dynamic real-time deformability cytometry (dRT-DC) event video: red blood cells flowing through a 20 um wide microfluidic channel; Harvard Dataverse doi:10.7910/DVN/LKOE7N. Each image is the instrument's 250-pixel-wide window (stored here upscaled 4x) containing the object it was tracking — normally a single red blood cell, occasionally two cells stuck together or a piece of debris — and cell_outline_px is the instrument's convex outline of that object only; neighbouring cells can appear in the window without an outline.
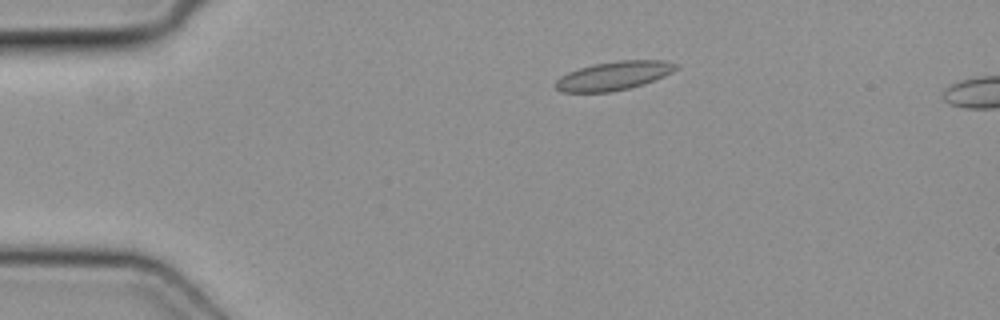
{"species": "common noctule bat (a hibernating species)", "species_latin": "Nyctalus noctula", "temperature_condition": "cold", "stored_images_in_passage": 26, "camera_frame_rate_fps": 3000, "um_per_image_px": 0.085, "animal": {"sex": "female", "body_mass_g": 19.3, "forearm_length_mm": 54.1}, "frame": {"image": 1, "passage_image": 1, "time_ms": 0.0, "image_size_px": [1000, 320], "cell_outline_px": [[680, 64], [672, 72], [664, 76], [644, 84], [628, 88], [608, 92], [560, 92], [556, 88], [556, 80], [560, 76], [568, 72], [592, 64], [616, 60], [668, 60]], "centroid_in_image_um": [52.19, 6.42], "position_along_channel_um": 32.8, "area_um2": 20.23}}
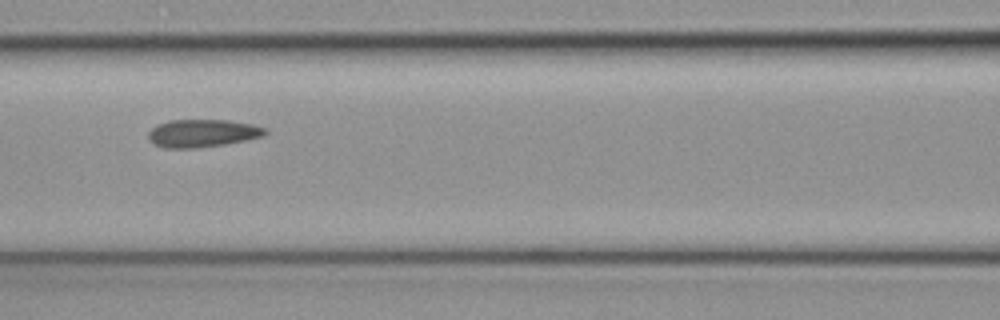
{"frame": {"image": 2, "passage_image": 13, "time_ms": 4.0, "image_size_px": [1000, 320], "cell_outline_px": [[268, 132], [264, 136], [224, 144], [192, 148], [164, 148], [152, 144], [148, 140], [148, 132], [156, 124], [168, 120], [228, 120], [252, 124], [264, 128]], "centroid_in_image_um": [17.15, 11.32], "position_along_channel_um": 149.5, "area_um2": 18.96}}
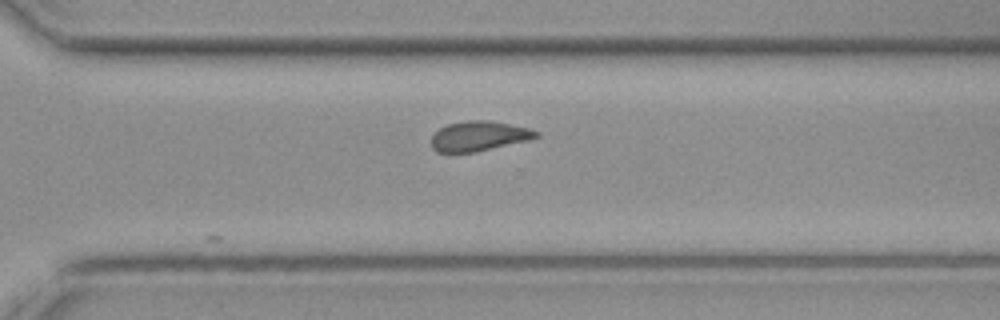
{"frame": {"image": 3, "passage_image": 26, "time_ms": 8.333, "image_size_px": [1000, 320], "cell_outline_px": [[540, 136], [528, 140], [476, 152], [436, 152], [432, 148], [432, 136], [440, 128], [448, 124], [468, 120], [488, 120], [528, 128], [540, 132]], "centroid_in_image_um": [40.71, 11.57], "position_along_channel_um": 329.9, "area_um2": 18.09}}